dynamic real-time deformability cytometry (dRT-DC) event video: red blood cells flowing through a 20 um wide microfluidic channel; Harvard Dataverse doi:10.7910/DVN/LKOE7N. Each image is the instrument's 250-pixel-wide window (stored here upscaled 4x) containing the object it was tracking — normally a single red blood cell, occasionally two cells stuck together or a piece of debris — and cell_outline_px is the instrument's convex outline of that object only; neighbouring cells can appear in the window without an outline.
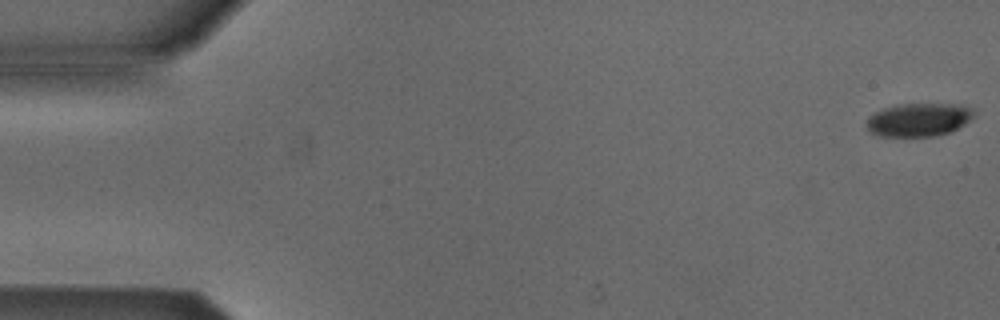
{"species": "Egyptian fruit bat (a non-hibernating species)", "species_latin": "Rousettus aegyptiacus", "temperature_condition": "cold", "stored_images_in_passage": 6, "camera_frame_rate_fps": 3000, "um_per_image_px": 0.085, "animal": {"sex": "male"}, "frame": {"image": 1, "passage_image": 1, "time_ms": 0.0, "image_size_px": [1000, 320], "cell_outline_px": [[976, 112], [964, 124], [948, 132], [936, 136], [880, 136], [872, 132], [868, 128], [868, 120], [876, 112], [884, 108], [904, 104], [956, 104], [972, 108]], "centroid_in_image_um": [78.12, 10.17], "position_along_channel_um": 6.9, "area_um2": 20.29}}